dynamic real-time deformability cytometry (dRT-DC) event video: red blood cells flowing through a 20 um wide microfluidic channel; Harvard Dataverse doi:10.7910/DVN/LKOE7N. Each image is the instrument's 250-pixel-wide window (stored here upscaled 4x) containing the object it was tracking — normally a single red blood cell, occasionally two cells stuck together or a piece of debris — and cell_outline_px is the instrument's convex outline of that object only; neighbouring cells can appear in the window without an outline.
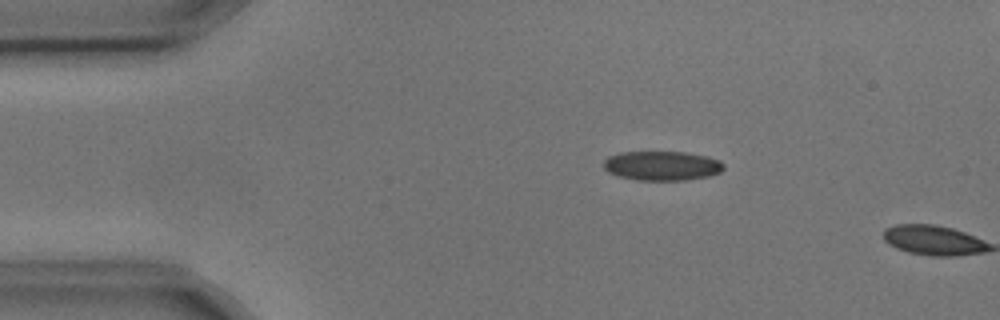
{"species": "common noctule bat (a hibernating species)", "species_latin": "Nyctalus noctula", "temperature_condition": "cold", "stored_images_in_passage": 2, "camera_frame_rate_fps": 3000, "um_per_image_px": 0.085, "animal": {"sex": "male", "body_mass_g": 17.9, "forearm_length_mm": 54.2}, "frame": {"image": 1, "passage_image": 1, "time_ms": 0.0, "image_size_px": [1000, 320], "cell_outline_px": [[724, 168], [720, 172], [708, 176], [688, 180], [636, 180], [616, 176], [608, 172], [604, 168], [604, 160], [608, 156], [620, 152], [684, 152], [708, 156], [720, 160], [724, 164]], "centroid_in_image_um": [56.26, 14.09], "position_along_channel_um": 28.7, "area_um2": 20.75}}